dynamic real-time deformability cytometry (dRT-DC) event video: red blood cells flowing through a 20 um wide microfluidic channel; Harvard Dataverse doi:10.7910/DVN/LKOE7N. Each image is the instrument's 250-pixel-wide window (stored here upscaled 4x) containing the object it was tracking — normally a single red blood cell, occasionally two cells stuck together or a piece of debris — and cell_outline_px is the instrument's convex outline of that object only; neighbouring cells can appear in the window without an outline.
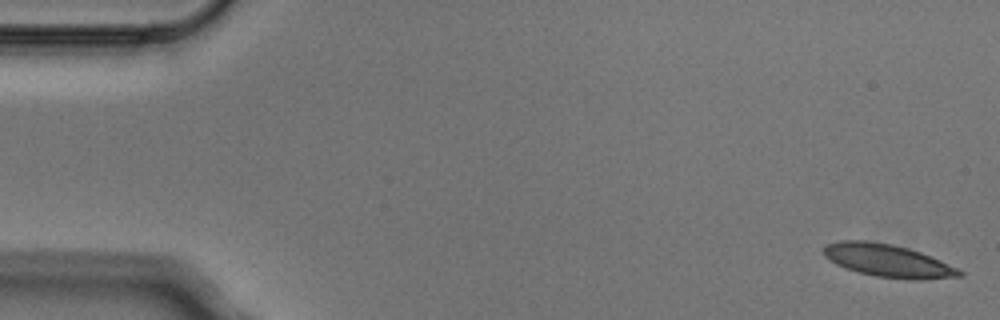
{"species": "Egyptian fruit bat (a non-hibernating species)", "species_latin": "Rousettus aegyptiacus", "temperature_condition": "cold", "stored_images_in_passage": 8, "camera_frame_rate_fps": 3000, "um_per_image_px": 0.085, "animal": {"sex": "male"}, "frame": {"image": 1, "passage_image": 1, "time_ms": 0.0, "image_size_px": [1000, 320], "cell_outline_px": [[964, 276], [920, 280], [908, 280], [876, 276], [856, 272], [844, 268], [836, 264], [824, 256], [824, 244], [840, 240], [868, 240], [892, 244], [908, 248], [932, 256], [964, 272]], "centroid_in_image_um": [75.45, 22.16], "position_along_channel_um": 9.5, "area_um2": 26.18}}
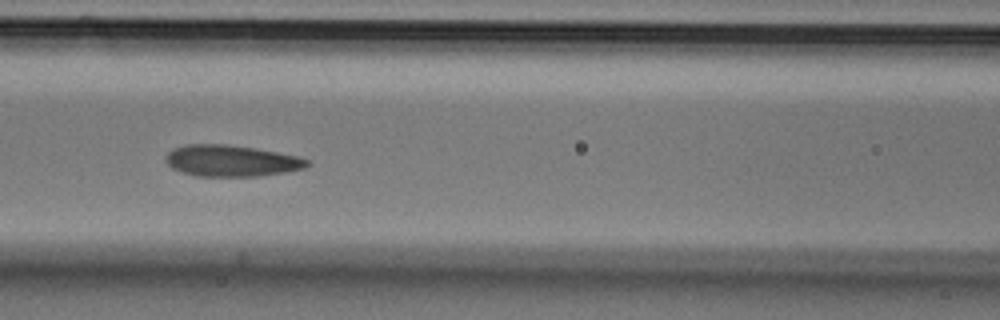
{"frame": {"image": 2, "passage_image": 7, "time_ms": 2.0, "image_size_px": [1000, 320], "cell_outline_px": [[312, 164], [304, 168], [284, 172], [256, 176], [196, 176], [180, 172], [172, 168], [164, 160], [164, 156], [172, 148], [184, 144], [228, 144], [256, 148], [300, 156], [308, 160]], "centroid_in_image_um": [19.63, 13.65], "position_along_channel_um": 147.0, "area_um2": 26.18}}
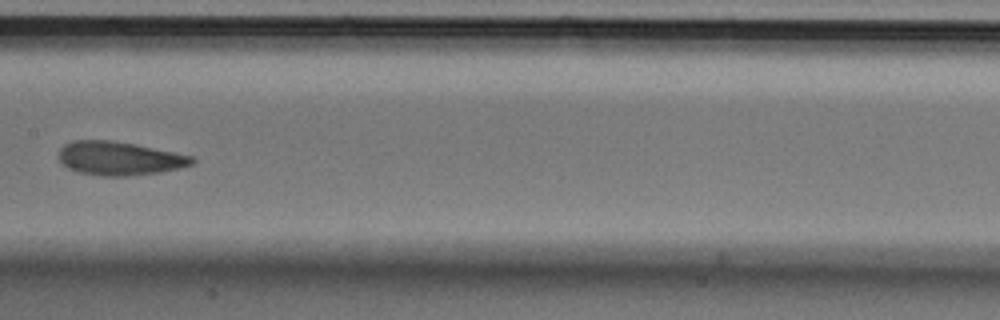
{"frame": {"image": 3, "passage_image": 8, "time_ms": 2.333, "image_size_px": [1000, 320], "cell_outline_px": [[196, 160], [192, 164], [180, 168], [160, 172], [124, 176], [100, 176], [80, 172], [68, 168], [60, 160], [60, 148], [64, 144], [72, 140], [112, 140], [136, 144], [196, 156]], "centroid_in_image_um": [10.19, 13.45], "position_along_channel_um": 197.2, "area_um2": 26.24}}